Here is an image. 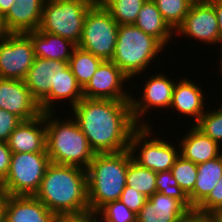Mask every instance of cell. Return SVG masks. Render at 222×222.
Here are the masks:
<instances>
[{"label":"cell","mask_w":222,"mask_h":222,"mask_svg":"<svg viewBox=\"0 0 222 222\" xmlns=\"http://www.w3.org/2000/svg\"><path fill=\"white\" fill-rule=\"evenodd\" d=\"M0 109L15 114L22 121L42 114L39 103L32 97L24 80L0 78Z\"/></svg>","instance_id":"4fadbf2b"},{"label":"cell","mask_w":222,"mask_h":222,"mask_svg":"<svg viewBox=\"0 0 222 222\" xmlns=\"http://www.w3.org/2000/svg\"><path fill=\"white\" fill-rule=\"evenodd\" d=\"M34 59L31 39L25 33H8L0 41V78L24 80Z\"/></svg>","instance_id":"30bf717a"},{"label":"cell","mask_w":222,"mask_h":222,"mask_svg":"<svg viewBox=\"0 0 222 222\" xmlns=\"http://www.w3.org/2000/svg\"><path fill=\"white\" fill-rule=\"evenodd\" d=\"M197 180L194 190L188 195L191 206L196 209L222 178V154L197 165Z\"/></svg>","instance_id":"cb8c5ba5"},{"label":"cell","mask_w":222,"mask_h":222,"mask_svg":"<svg viewBox=\"0 0 222 222\" xmlns=\"http://www.w3.org/2000/svg\"><path fill=\"white\" fill-rule=\"evenodd\" d=\"M119 200L132 212L138 214L144 204L148 201V197L140 192H137L133 188L125 186Z\"/></svg>","instance_id":"e575fe53"},{"label":"cell","mask_w":222,"mask_h":222,"mask_svg":"<svg viewBox=\"0 0 222 222\" xmlns=\"http://www.w3.org/2000/svg\"><path fill=\"white\" fill-rule=\"evenodd\" d=\"M138 126L132 133L129 144V151L132 160L139 166L148 168L156 173L168 171L172 168L176 159L179 157V150L174 148L170 142L164 141L161 138L148 139L152 136V127ZM142 144V145H141ZM139 148L137 156L134 154Z\"/></svg>","instance_id":"9c48e42d"},{"label":"cell","mask_w":222,"mask_h":222,"mask_svg":"<svg viewBox=\"0 0 222 222\" xmlns=\"http://www.w3.org/2000/svg\"><path fill=\"white\" fill-rule=\"evenodd\" d=\"M21 122L15 114L0 109V141L7 142L10 134Z\"/></svg>","instance_id":"d590c367"},{"label":"cell","mask_w":222,"mask_h":222,"mask_svg":"<svg viewBox=\"0 0 222 222\" xmlns=\"http://www.w3.org/2000/svg\"><path fill=\"white\" fill-rule=\"evenodd\" d=\"M208 216L212 222H222V206L216 208Z\"/></svg>","instance_id":"7bdbcfd3"},{"label":"cell","mask_w":222,"mask_h":222,"mask_svg":"<svg viewBox=\"0 0 222 222\" xmlns=\"http://www.w3.org/2000/svg\"><path fill=\"white\" fill-rule=\"evenodd\" d=\"M179 222H206V215L190 212L185 218L181 219Z\"/></svg>","instance_id":"ab89813d"},{"label":"cell","mask_w":222,"mask_h":222,"mask_svg":"<svg viewBox=\"0 0 222 222\" xmlns=\"http://www.w3.org/2000/svg\"><path fill=\"white\" fill-rule=\"evenodd\" d=\"M7 34L8 33L4 27L3 20L0 17V41H2L6 37Z\"/></svg>","instance_id":"ee69618b"},{"label":"cell","mask_w":222,"mask_h":222,"mask_svg":"<svg viewBox=\"0 0 222 222\" xmlns=\"http://www.w3.org/2000/svg\"><path fill=\"white\" fill-rule=\"evenodd\" d=\"M165 22L174 32L182 25L193 0H153Z\"/></svg>","instance_id":"83f0119b"},{"label":"cell","mask_w":222,"mask_h":222,"mask_svg":"<svg viewBox=\"0 0 222 222\" xmlns=\"http://www.w3.org/2000/svg\"><path fill=\"white\" fill-rule=\"evenodd\" d=\"M96 214L101 215L102 222H137V214L120 200L106 203Z\"/></svg>","instance_id":"1f68e13d"},{"label":"cell","mask_w":222,"mask_h":222,"mask_svg":"<svg viewBox=\"0 0 222 222\" xmlns=\"http://www.w3.org/2000/svg\"><path fill=\"white\" fill-rule=\"evenodd\" d=\"M200 88L189 79L179 80L178 83L176 81L170 106L181 114L193 117L195 124L206 112L205 98Z\"/></svg>","instance_id":"7402d4cb"},{"label":"cell","mask_w":222,"mask_h":222,"mask_svg":"<svg viewBox=\"0 0 222 222\" xmlns=\"http://www.w3.org/2000/svg\"><path fill=\"white\" fill-rule=\"evenodd\" d=\"M220 206H222V178L211 191L209 196L195 209V212L209 215Z\"/></svg>","instance_id":"836d02e7"},{"label":"cell","mask_w":222,"mask_h":222,"mask_svg":"<svg viewBox=\"0 0 222 222\" xmlns=\"http://www.w3.org/2000/svg\"><path fill=\"white\" fill-rule=\"evenodd\" d=\"M108 0H91L94 5H103Z\"/></svg>","instance_id":"f6af8a7d"},{"label":"cell","mask_w":222,"mask_h":222,"mask_svg":"<svg viewBox=\"0 0 222 222\" xmlns=\"http://www.w3.org/2000/svg\"><path fill=\"white\" fill-rule=\"evenodd\" d=\"M25 34L31 39L36 58L69 62L76 47L71 41L48 32L35 30Z\"/></svg>","instance_id":"44dd1931"},{"label":"cell","mask_w":222,"mask_h":222,"mask_svg":"<svg viewBox=\"0 0 222 222\" xmlns=\"http://www.w3.org/2000/svg\"><path fill=\"white\" fill-rule=\"evenodd\" d=\"M3 190L2 182L0 181V191Z\"/></svg>","instance_id":"681fc988"},{"label":"cell","mask_w":222,"mask_h":222,"mask_svg":"<svg viewBox=\"0 0 222 222\" xmlns=\"http://www.w3.org/2000/svg\"><path fill=\"white\" fill-rule=\"evenodd\" d=\"M206 222H212L210 219H209V216L206 215Z\"/></svg>","instance_id":"c3c4849f"},{"label":"cell","mask_w":222,"mask_h":222,"mask_svg":"<svg viewBox=\"0 0 222 222\" xmlns=\"http://www.w3.org/2000/svg\"><path fill=\"white\" fill-rule=\"evenodd\" d=\"M146 0H108L103 6L119 25H131L137 20Z\"/></svg>","instance_id":"f1b7e54d"},{"label":"cell","mask_w":222,"mask_h":222,"mask_svg":"<svg viewBox=\"0 0 222 222\" xmlns=\"http://www.w3.org/2000/svg\"><path fill=\"white\" fill-rule=\"evenodd\" d=\"M15 3V0H0V17L3 18L8 11L10 10V7Z\"/></svg>","instance_id":"60d3db41"},{"label":"cell","mask_w":222,"mask_h":222,"mask_svg":"<svg viewBox=\"0 0 222 222\" xmlns=\"http://www.w3.org/2000/svg\"><path fill=\"white\" fill-rule=\"evenodd\" d=\"M119 24L103 5H93L84 20L78 47L103 60H111L115 53Z\"/></svg>","instance_id":"52a82bcc"},{"label":"cell","mask_w":222,"mask_h":222,"mask_svg":"<svg viewBox=\"0 0 222 222\" xmlns=\"http://www.w3.org/2000/svg\"><path fill=\"white\" fill-rule=\"evenodd\" d=\"M49 164L47 153H12L3 191L12 196H34Z\"/></svg>","instance_id":"ba28073f"},{"label":"cell","mask_w":222,"mask_h":222,"mask_svg":"<svg viewBox=\"0 0 222 222\" xmlns=\"http://www.w3.org/2000/svg\"><path fill=\"white\" fill-rule=\"evenodd\" d=\"M12 151L7 142L0 141V181L3 182L7 177Z\"/></svg>","instance_id":"8d00e7d4"},{"label":"cell","mask_w":222,"mask_h":222,"mask_svg":"<svg viewBox=\"0 0 222 222\" xmlns=\"http://www.w3.org/2000/svg\"><path fill=\"white\" fill-rule=\"evenodd\" d=\"M170 171L174 179L178 182V186L188 196L194 190L197 180V164L179 155Z\"/></svg>","instance_id":"f546056e"},{"label":"cell","mask_w":222,"mask_h":222,"mask_svg":"<svg viewBox=\"0 0 222 222\" xmlns=\"http://www.w3.org/2000/svg\"><path fill=\"white\" fill-rule=\"evenodd\" d=\"M46 0H15L2 18L7 33H27L38 30Z\"/></svg>","instance_id":"d6986e66"},{"label":"cell","mask_w":222,"mask_h":222,"mask_svg":"<svg viewBox=\"0 0 222 222\" xmlns=\"http://www.w3.org/2000/svg\"><path fill=\"white\" fill-rule=\"evenodd\" d=\"M73 117L87 137L94 153H116L129 149L138 127L130 100L82 98L73 108ZM75 116V117H74Z\"/></svg>","instance_id":"6da1fadb"},{"label":"cell","mask_w":222,"mask_h":222,"mask_svg":"<svg viewBox=\"0 0 222 222\" xmlns=\"http://www.w3.org/2000/svg\"><path fill=\"white\" fill-rule=\"evenodd\" d=\"M7 144L12 153H47L44 113L22 121L10 134Z\"/></svg>","instance_id":"2e32d148"},{"label":"cell","mask_w":222,"mask_h":222,"mask_svg":"<svg viewBox=\"0 0 222 222\" xmlns=\"http://www.w3.org/2000/svg\"><path fill=\"white\" fill-rule=\"evenodd\" d=\"M93 5L91 0H46L38 30L61 36L77 46Z\"/></svg>","instance_id":"8992f818"},{"label":"cell","mask_w":222,"mask_h":222,"mask_svg":"<svg viewBox=\"0 0 222 222\" xmlns=\"http://www.w3.org/2000/svg\"><path fill=\"white\" fill-rule=\"evenodd\" d=\"M180 140L178 149H180V155L195 164L205 163L216 157H219L220 146L217 142L200 131L194 124L193 127L187 131Z\"/></svg>","instance_id":"ffe728a7"},{"label":"cell","mask_w":222,"mask_h":222,"mask_svg":"<svg viewBox=\"0 0 222 222\" xmlns=\"http://www.w3.org/2000/svg\"><path fill=\"white\" fill-rule=\"evenodd\" d=\"M190 212L180 200L155 192L137 214V222H179Z\"/></svg>","instance_id":"e0dca14e"},{"label":"cell","mask_w":222,"mask_h":222,"mask_svg":"<svg viewBox=\"0 0 222 222\" xmlns=\"http://www.w3.org/2000/svg\"><path fill=\"white\" fill-rule=\"evenodd\" d=\"M104 60L76 46L69 59V67L76 77L77 83L83 88Z\"/></svg>","instance_id":"484cf974"},{"label":"cell","mask_w":222,"mask_h":222,"mask_svg":"<svg viewBox=\"0 0 222 222\" xmlns=\"http://www.w3.org/2000/svg\"><path fill=\"white\" fill-rule=\"evenodd\" d=\"M194 2H203V1H210V0H193Z\"/></svg>","instance_id":"7dc6e473"},{"label":"cell","mask_w":222,"mask_h":222,"mask_svg":"<svg viewBox=\"0 0 222 222\" xmlns=\"http://www.w3.org/2000/svg\"><path fill=\"white\" fill-rule=\"evenodd\" d=\"M34 196L56 216L90 213L87 173L80 167L50 163Z\"/></svg>","instance_id":"7a4b0ae2"},{"label":"cell","mask_w":222,"mask_h":222,"mask_svg":"<svg viewBox=\"0 0 222 222\" xmlns=\"http://www.w3.org/2000/svg\"><path fill=\"white\" fill-rule=\"evenodd\" d=\"M98 218V219H97ZM99 222L96 213H88L81 216H57L55 222Z\"/></svg>","instance_id":"74e56055"},{"label":"cell","mask_w":222,"mask_h":222,"mask_svg":"<svg viewBox=\"0 0 222 222\" xmlns=\"http://www.w3.org/2000/svg\"><path fill=\"white\" fill-rule=\"evenodd\" d=\"M207 111L194 125L220 145L222 142V108Z\"/></svg>","instance_id":"d6a6232c"},{"label":"cell","mask_w":222,"mask_h":222,"mask_svg":"<svg viewBox=\"0 0 222 222\" xmlns=\"http://www.w3.org/2000/svg\"><path fill=\"white\" fill-rule=\"evenodd\" d=\"M7 194L1 190L0 191V222H4V211L6 205Z\"/></svg>","instance_id":"b9f144b4"},{"label":"cell","mask_w":222,"mask_h":222,"mask_svg":"<svg viewBox=\"0 0 222 222\" xmlns=\"http://www.w3.org/2000/svg\"><path fill=\"white\" fill-rule=\"evenodd\" d=\"M127 80L130 78L114 62L104 60L82 88L83 97L101 100H130L132 94L123 89V83Z\"/></svg>","instance_id":"8fae6325"},{"label":"cell","mask_w":222,"mask_h":222,"mask_svg":"<svg viewBox=\"0 0 222 222\" xmlns=\"http://www.w3.org/2000/svg\"><path fill=\"white\" fill-rule=\"evenodd\" d=\"M214 8L217 20H218V44L222 48V0H210L208 1Z\"/></svg>","instance_id":"f35d334b"},{"label":"cell","mask_w":222,"mask_h":222,"mask_svg":"<svg viewBox=\"0 0 222 222\" xmlns=\"http://www.w3.org/2000/svg\"><path fill=\"white\" fill-rule=\"evenodd\" d=\"M163 48L165 47L156 38L144 33L134 24L119 25L115 53L111 61L131 79L145 72Z\"/></svg>","instance_id":"5b68a950"},{"label":"cell","mask_w":222,"mask_h":222,"mask_svg":"<svg viewBox=\"0 0 222 222\" xmlns=\"http://www.w3.org/2000/svg\"><path fill=\"white\" fill-rule=\"evenodd\" d=\"M69 98V100H68ZM83 98L82 87L77 83L70 67L62 70L55 84H51L49 95L39 104L42 113L55 112L53 101L66 99L73 108Z\"/></svg>","instance_id":"603a6c76"},{"label":"cell","mask_w":222,"mask_h":222,"mask_svg":"<svg viewBox=\"0 0 222 222\" xmlns=\"http://www.w3.org/2000/svg\"><path fill=\"white\" fill-rule=\"evenodd\" d=\"M134 25L156 38L164 47L174 35V31L165 22L153 0H146L143 3Z\"/></svg>","instance_id":"d4e9b609"},{"label":"cell","mask_w":222,"mask_h":222,"mask_svg":"<svg viewBox=\"0 0 222 222\" xmlns=\"http://www.w3.org/2000/svg\"><path fill=\"white\" fill-rule=\"evenodd\" d=\"M131 160L129 149L116 153H95L86 169L90 213H96L106 203L120 199Z\"/></svg>","instance_id":"3957f363"},{"label":"cell","mask_w":222,"mask_h":222,"mask_svg":"<svg viewBox=\"0 0 222 222\" xmlns=\"http://www.w3.org/2000/svg\"><path fill=\"white\" fill-rule=\"evenodd\" d=\"M54 118L55 113H44L46 151L50 163L76 166L86 170L95 155L87 137L74 118L65 121Z\"/></svg>","instance_id":"277c9868"},{"label":"cell","mask_w":222,"mask_h":222,"mask_svg":"<svg viewBox=\"0 0 222 222\" xmlns=\"http://www.w3.org/2000/svg\"><path fill=\"white\" fill-rule=\"evenodd\" d=\"M165 77L163 73L151 75L143 88L142 97L135 99L131 97L132 116L138 126H149L150 124L140 122V118L147 114L150 107L169 108L172 102V95L175 82ZM141 123V124H140Z\"/></svg>","instance_id":"7c38bea8"},{"label":"cell","mask_w":222,"mask_h":222,"mask_svg":"<svg viewBox=\"0 0 222 222\" xmlns=\"http://www.w3.org/2000/svg\"><path fill=\"white\" fill-rule=\"evenodd\" d=\"M56 217L35 196L7 195L4 222H55Z\"/></svg>","instance_id":"ac0fdd59"},{"label":"cell","mask_w":222,"mask_h":222,"mask_svg":"<svg viewBox=\"0 0 222 222\" xmlns=\"http://www.w3.org/2000/svg\"><path fill=\"white\" fill-rule=\"evenodd\" d=\"M157 192L180 200L191 212L195 209L191 206L188 196L178 186L171 171L158 172L156 177Z\"/></svg>","instance_id":"4dcf8cb0"},{"label":"cell","mask_w":222,"mask_h":222,"mask_svg":"<svg viewBox=\"0 0 222 222\" xmlns=\"http://www.w3.org/2000/svg\"><path fill=\"white\" fill-rule=\"evenodd\" d=\"M157 173L131 160L127 167L126 186L150 197L157 192Z\"/></svg>","instance_id":"4316f807"},{"label":"cell","mask_w":222,"mask_h":222,"mask_svg":"<svg viewBox=\"0 0 222 222\" xmlns=\"http://www.w3.org/2000/svg\"><path fill=\"white\" fill-rule=\"evenodd\" d=\"M206 44L218 43V20L208 1L194 2L182 25L175 31Z\"/></svg>","instance_id":"5bb4252c"},{"label":"cell","mask_w":222,"mask_h":222,"mask_svg":"<svg viewBox=\"0 0 222 222\" xmlns=\"http://www.w3.org/2000/svg\"><path fill=\"white\" fill-rule=\"evenodd\" d=\"M221 54H222V52H221ZM220 65H221V66H220V67H221L220 70H221V73H222V55H221V57H220Z\"/></svg>","instance_id":"bcb514c9"},{"label":"cell","mask_w":222,"mask_h":222,"mask_svg":"<svg viewBox=\"0 0 222 222\" xmlns=\"http://www.w3.org/2000/svg\"><path fill=\"white\" fill-rule=\"evenodd\" d=\"M69 66L66 61L36 58L24 81L32 97L40 104L50 93L62 70Z\"/></svg>","instance_id":"9a60e30c"}]
</instances>
